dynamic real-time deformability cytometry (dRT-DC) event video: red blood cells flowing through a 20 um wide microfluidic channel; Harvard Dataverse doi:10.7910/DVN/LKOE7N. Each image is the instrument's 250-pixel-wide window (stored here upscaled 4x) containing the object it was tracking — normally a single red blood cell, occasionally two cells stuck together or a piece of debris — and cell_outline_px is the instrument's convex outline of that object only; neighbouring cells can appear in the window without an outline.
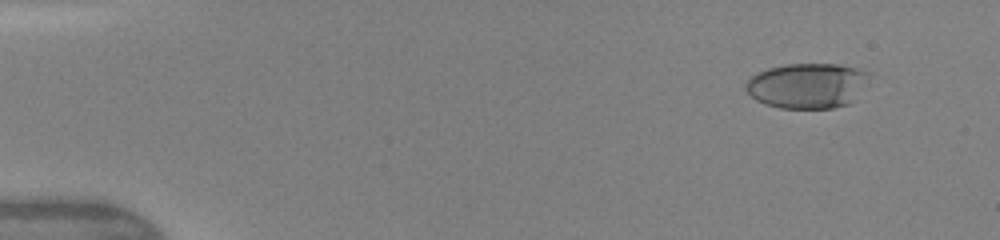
{"species": "human", "species_latin": "Homo sapiens", "temperature_condition": "warm", "stored_images_in_passage": 9, "camera_frame_rate_fps": 3000, "um_per_image_px": 0.085, "donor": {"sex": "female"}, "frame": {"image": 1, "passage_image": 3, "time_ms": 1.333, "image_size_px": [1000, 240], "cell_outline_px": [[868, 72], [848, 104], [832, 108], [780, 108], [764, 104], [756, 100], [744, 88], [744, 84], [748, 76], [756, 72], [768, 68], [788, 64], [840, 64], [856, 68]], "centroid_in_image_um": [68.45, 7.27], "position_along_channel_um": 16.5, "area_um2": 31.91}}
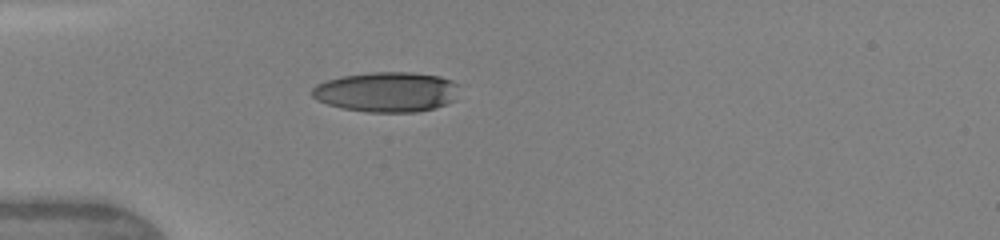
{"frame": {"image": 2, "passage_image": 6, "time_ms": 4.667, "image_size_px": [1000, 240], "cell_outline_px": [[456, 100], [448, 104], [436, 108], [416, 112], [368, 112], [344, 108], [328, 104], [316, 100], [312, 96], [312, 88], [316, 84], [324, 80], [340, 76], [372, 72], [412, 72], [440, 76], [452, 80], [456, 84]], "centroid_in_image_um": [32.86, 7.81], "position_along_channel_um": 52.1, "area_um2": 34.56}}